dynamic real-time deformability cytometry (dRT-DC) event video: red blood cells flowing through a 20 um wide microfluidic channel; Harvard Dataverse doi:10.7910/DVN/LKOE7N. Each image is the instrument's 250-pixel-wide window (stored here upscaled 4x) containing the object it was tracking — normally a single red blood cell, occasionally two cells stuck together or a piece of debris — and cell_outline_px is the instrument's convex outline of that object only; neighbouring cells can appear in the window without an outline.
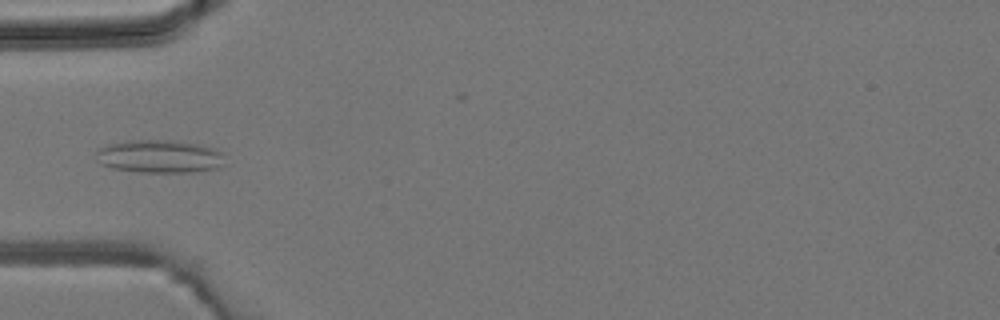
{"species": "common noctule bat (a hibernating species)", "species_latin": "Nyctalus noctula", "temperature_condition": "room temperature", "stored_images_in_passage": 6, "camera_frame_rate_fps": 3000, "um_per_image_px": 0.085, "animal": {"sex": "male", "body_mass_g": 19.2, "forearm_length_mm": 51.8}, "frame": {"image": 1, "passage_image": 4, "time_ms": 4.667, "image_size_px": [1000, 320], "cell_outline_px": [[224, 164], [220, 168], [192, 172], [136, 172], [112, 168], [100, 164], [96, 152], [100, 148], [108, 144], [128, 140], [168, 140], [200, 144], [212, 148], [220, 152]], "centroid_in_image_um": [13.55, 13.3], "position_along_channel_um": 71.5, "area_um2": 24.74}}
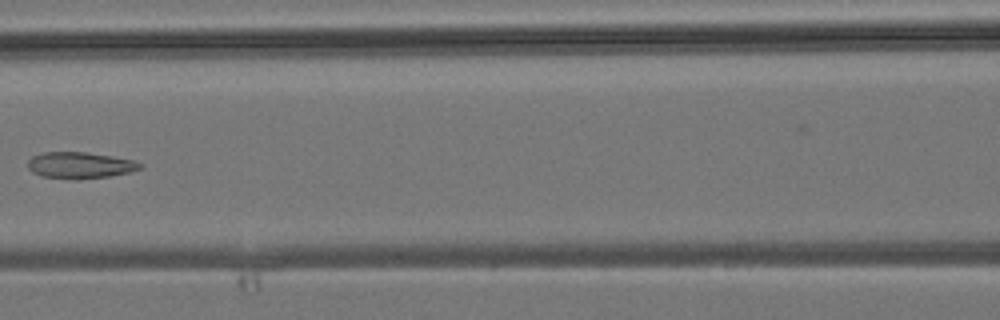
{"frame": {"image": 2, "passage_image": 6, "time_ms": 6.667, "image_size_px": [1000, 320], "cell_outline_px": [[144, 168], [128, 172], [108, 176], [72, 180], [40, 176], [32, 172], [28, 168], [28, 160], [32, 156], [44, 152], [88, 152], [112, 156], [132, 160], [144, 164]], "centroid_in_image_um": [6.78, 14.05], "position_along_channel_um": 159.8, "area_um2": 17.4}}